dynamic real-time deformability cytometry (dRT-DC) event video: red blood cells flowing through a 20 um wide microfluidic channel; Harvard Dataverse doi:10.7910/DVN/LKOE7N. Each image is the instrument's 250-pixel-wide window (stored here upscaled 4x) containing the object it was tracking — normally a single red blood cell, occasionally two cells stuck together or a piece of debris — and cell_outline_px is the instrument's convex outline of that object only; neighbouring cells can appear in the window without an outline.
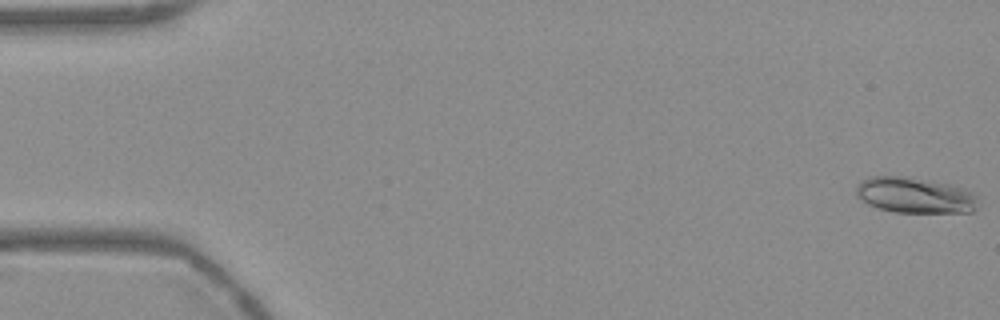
{"species": "Egyptian fruit bat (a non-hibernating species)", "species_latin": "Rousettus aegyptiacus", "temperature_condition": "warm", "stored_images_in_passage": 54, "camera_frame_rate_fps": 3000, "um_per_image_px": 0.085, "frame": {"image": 1, "passage_image": 1, "time_ms": 0.0, "image_size_px": [1000, 320], "cell_outline_px": [[980, 204], [972, 212], [896, 212], [876, 208], [868, 204], [856, 196], [856, 188], [860, 180], [868, 176], [904, 176], [928, 180], [948, 184], [964, 188], [972, 192], [976, 196]], "centroid_in_image_um": [77.75, 16.59], "position_along_channel_um": 7.2, "area_um2": 25.61}}
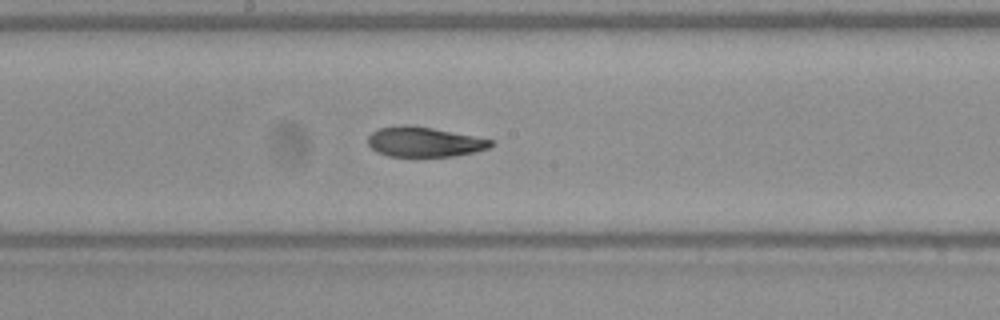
{"frame": {"image": 2, "passage_image": 29, "time_ms": 9.333, "image_size_px": [1000, 320], "cell_outline_px": [[496, 144], [488, 148], [476, 152], [456, 156], [388, 156], [376, 152], [368, 144], [368, 136], [372, 132], [380, 128], [432, 128], [496, 140]], "centroid_in_image_um": [36.16, 12.11], "position_along_channel_um": 212.0, "area_um2": 20.81}}
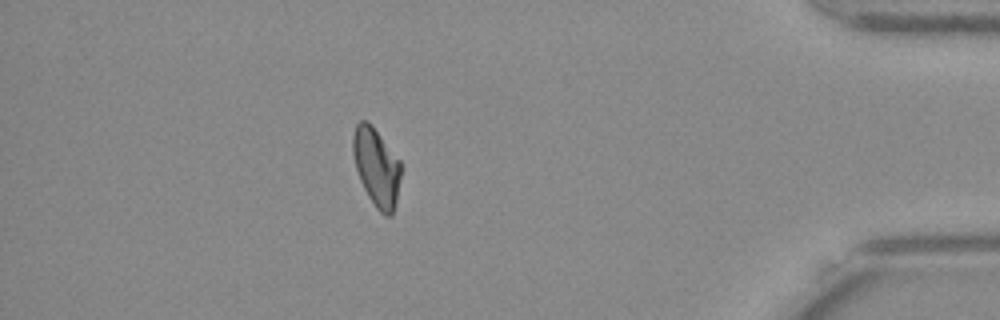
{"frame": {"image": 3, "passage_image": 48, "time_ms": 15.667, "image_size_px": [1000, 320], "cell_outline_px": [[404, 168], [392, 216], [384, 216], [376, 208], [368, 196], [360, 180], [356, 168], [352, 152], [352, 136], [356, 124], [360, 120], [368, 120], [404, 164]], "centroid_in_image_um": [32.03, 14.19], "position_along_channel_um": 403.2, "area_um2": 22.43}, "authors_computed_cell_mechanics": {"area_um2": 22.3686, "velocity_mm_per_s": 3.7471, "shape_relaxation_time_tau1_ms": null, "shape_relaxation_time_tau2_ms": 6.9633, "deformation_change_tau1": null, "deformation_change_tau2": 0.1236}}